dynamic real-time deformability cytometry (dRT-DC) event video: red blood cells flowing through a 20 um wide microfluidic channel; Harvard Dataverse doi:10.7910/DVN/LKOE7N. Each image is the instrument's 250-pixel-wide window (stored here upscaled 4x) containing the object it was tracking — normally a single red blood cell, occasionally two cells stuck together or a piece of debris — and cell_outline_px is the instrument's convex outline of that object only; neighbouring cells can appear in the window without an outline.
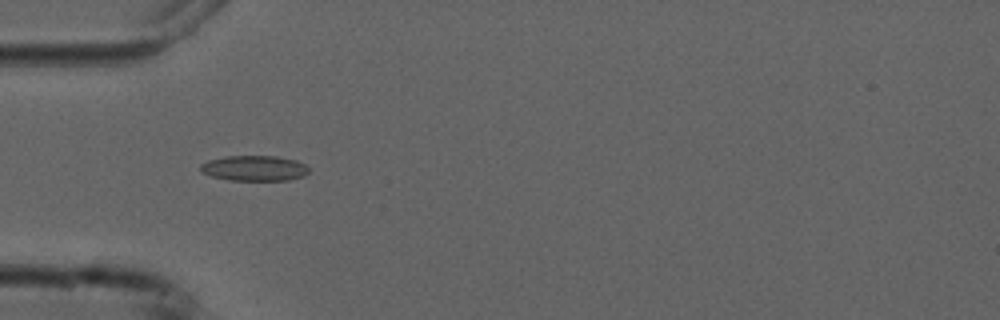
{"species": "common noctule bat (a hibernating species)", "species_latin": "Nyctalus noctula", "temperature_condition": "cold", "stored_images_in_passage": 6, "camera_frame_rate_fps": 3000, "um_per_image_px": 0.085, "animal": {"sex": "male", "forearm_length_mm": 52.5}, "frame": {"image": 1, "passage_image": 5, "time_ms": 5.0, "image_size_px": [1000, 320], "cell_outline_px": [[308, 172], [304, 176], [288, 180], [228, 180], [212, 176], [200, 172], [200, 164], [208, 160], [224, 156], [276, 156], [296, 160], [304, 164], [308, 168]], "centroid_in_image_um": [21.59, 14.29], "position_along_channel_um": 63.4, "area_um2": 16.07}}
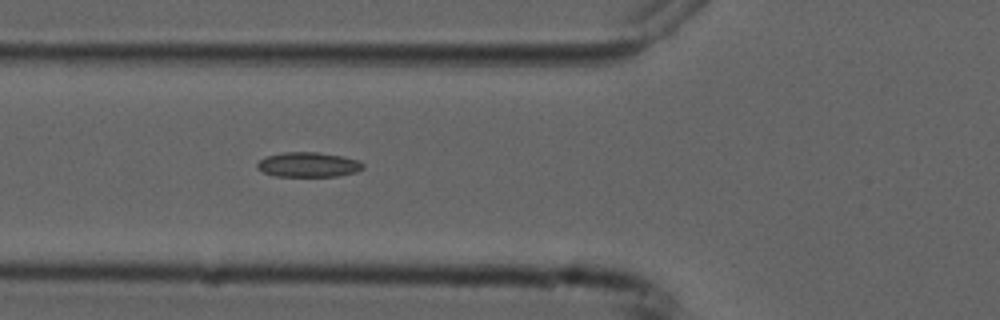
{"frame": {"image": 2, "passage_image": 6, "time_ms": 6.0, "image_size_px": [1000, 320], "cell_outline_px": [[364, 168], [356, 172], [336, 176], [276, 176], [264, 172], [256, 168], [256, 164], [260, 160], [268, 156], [284, 152], [316, 152], [344, 156], [356, 160], [364, 164]], "centroid_in_image_um": [26.21, 13.99], "position_along_channel_um": 99.6, "area_um2": 15.2}}